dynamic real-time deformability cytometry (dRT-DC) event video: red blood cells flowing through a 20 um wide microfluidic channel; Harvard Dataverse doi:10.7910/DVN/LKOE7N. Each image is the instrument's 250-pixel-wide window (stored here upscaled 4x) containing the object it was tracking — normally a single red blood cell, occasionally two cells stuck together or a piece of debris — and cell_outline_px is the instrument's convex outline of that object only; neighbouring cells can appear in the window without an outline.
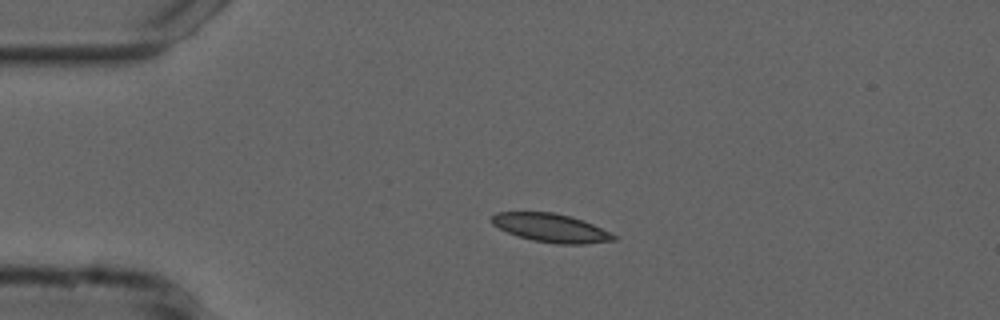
{"species": "common noctule bat (a hibernating species)", "species_latin": "Nyctalus noctula", "temperature_condition": "cold", "stored_images_in_passage": 43, "camera_frame_rate_fps": 3000, "um_per_image_px": 0.085, "animal": {"sex": "male", "forearm_length_mm": 52.5}, "frame": {"image": 1, "passage_image": 1, "time_ms": 0.0, "image_size_px": [1000, 320], "cell_outline_px": [[616, 240], [584, 244], [556, 244], [532, 240], [508, 232], [492, 224], [492, 216], [496, 212], [552, 212], [584, 220], [616, 236]], "centroid_in_image_um": [46.82, 19.37], "position_along_channel_um": 38.2, "area_um2": 19.94}}
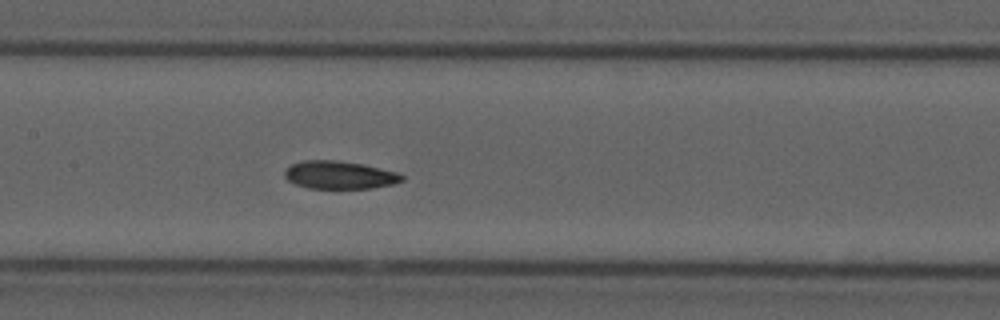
{"frame": {"image": 2, "passage_image": 15, "time_ms": 4.667, "image_size_px": [1000, 320], "cell_outline_px": [[404, 180], [392, 184], [372, 188], [308, 188], [296, 184], [288, 180], [284, 176], [284, 172], [292, 164], [304, 160], [336, 160], [360, 164], [400, 172], [404, 176]], "centroid_in_image_um": [28.88, 14.87], "position_along_channel_um": 178.5, "area_um2": 18.96}}
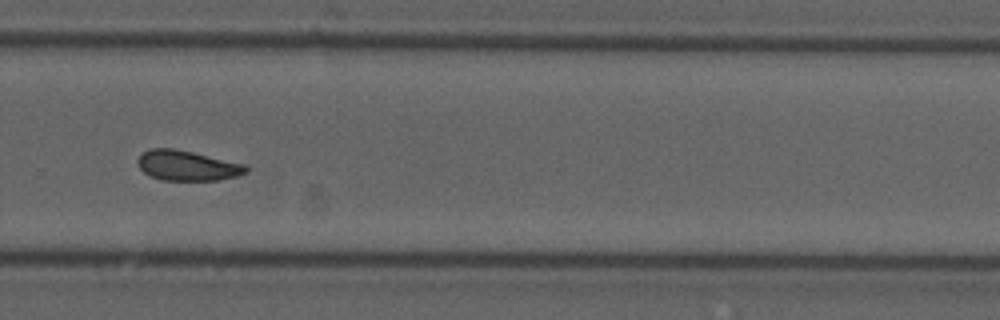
{"frame": {"image": 3, "passage_image": 26, "time_ms": 8.333, "image_size_px": [1000, 320], "cell_outline_px": [[248, 172], [236, 176], [220, 180], [160, 180], [144, 172], [140, 168], [136, 160], [144, 152], [152, 148], [172, 148], [192, 152], [244, 164], [248, 168]], "centroid_in_image_um": [15.91, 14.08], "position_along_channel_um": 313.9, "area_um2": 18.79}, "authors_computed_cell_mechanics": {"area_um2": 19.363, "velocity_mm_per_s": 3.7042, "shape_relaxation_time_tau1_ms": null, "shape_relaxation_time_tau2_ms": 5.4828, "deformation_change_tau1": null, "deformation_change_tau2": 0.0932}}